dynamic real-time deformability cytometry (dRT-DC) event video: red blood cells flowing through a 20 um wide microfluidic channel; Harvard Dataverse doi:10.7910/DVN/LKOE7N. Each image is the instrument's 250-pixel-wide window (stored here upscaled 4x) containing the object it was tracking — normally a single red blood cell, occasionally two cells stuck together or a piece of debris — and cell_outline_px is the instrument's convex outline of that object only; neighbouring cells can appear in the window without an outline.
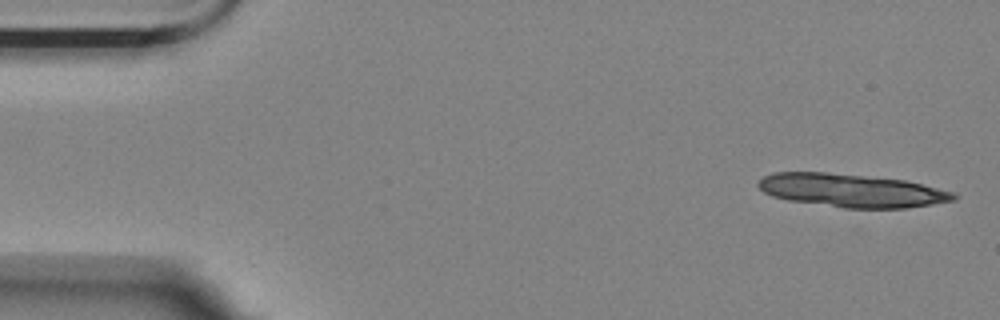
{"species": "Egyptian fruit bat (a non-hibernating species)", "species_latin": "Rousettus aegyptiacus", "temperature_condition": "room temperature", "stored_images_in_passage": 4, "camera_frame_rate_fps": 3000, "um_per_image_px": 0.085, "animal": {"sex": "female"}, "frame": {"image": 1, "passage_image": 1, "time_ms": 0.0, "image_size_px": [1000, 320], "cell_outline_px": [[956, 200], [908, 208], [844, 208], [788, 200], [772, 196], [764, 192], [756, 184], [764, 176], [772, 172], [828, 172], [904, 180], [956, 192]], "centroid_in_image_um": [72.38, 16.19], "position_along_channel_um": 12.6, "area_um2": 37.86}}